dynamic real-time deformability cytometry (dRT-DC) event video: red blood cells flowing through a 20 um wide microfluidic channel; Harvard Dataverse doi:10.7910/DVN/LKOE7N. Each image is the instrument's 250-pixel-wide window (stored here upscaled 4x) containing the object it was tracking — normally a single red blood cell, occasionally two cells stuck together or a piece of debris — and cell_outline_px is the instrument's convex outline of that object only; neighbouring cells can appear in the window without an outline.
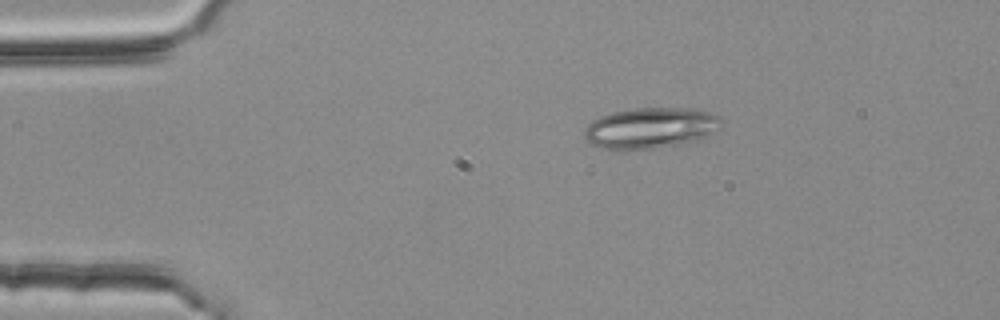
{"species": "common noctule bat (a hibernating species)", "species_latin": "Nyctalus noctula", "temperature_condition": "room temperature", "stored_images_in_passage": 45, "camera_frame_rate_fps": 3000, "um_per_image_px": 0.085, "animal": {"sex": "female", "body_mass_g": 25.1}, "frame": {"image": 1, "passage_image": 1, "time_ms": 0.0, "image_size_px": [1000, 320], "cell_outline_px": [[724, 120], [704, 136], [696, 140], [680, 144], [624, 152], [620, 152], [600, 148], [588, 144], [584, 136], [584, 128], [592, 120], [600, 116], [612, 112], [632, 108], [692, 108], [708, 112], [720, 116]], "centroid_in_image_um": [55.17, 10.9], "position_along_channel_um": 29.8, "area_um2": 32.95}}
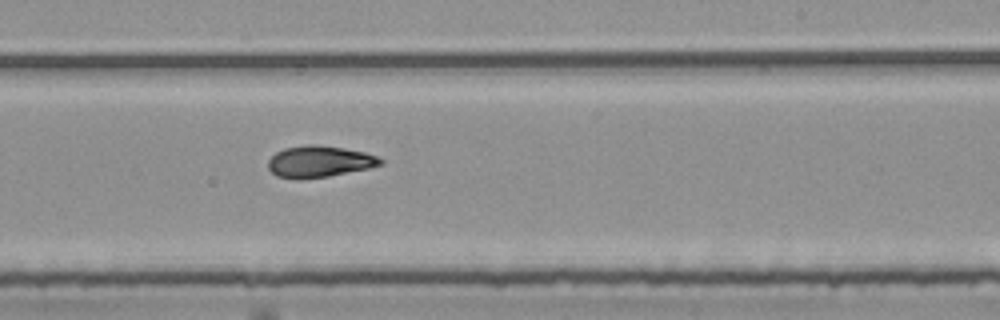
{"frame": {"image": 2, "passage_image": 24, "time_ms": 7.667, "image_size_px": [1000, 320], "cell_outline_px": [[384, 164], [368, 168], [328, 176], [296, 180], [276, 176], [268, 168], [268, 160], [276, 152], [284, 148], [308, 144], [316, 144], [344, 148], [364, 152], [376, 156], [384, 160]], "centroid_in_image_um": [27.12, 13.73], "position_along_channel_um": 261.9, "area_um2": 20.69}}
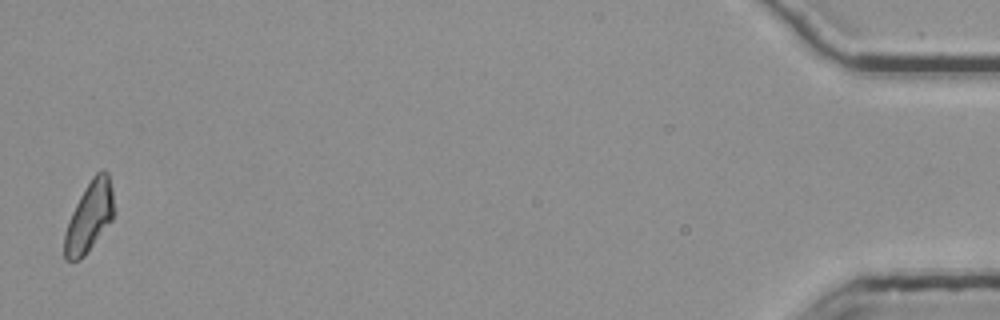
{"frame": {"image": 3, "passage_image": 45, "time_ms": 14.667, "image_size_px": [1000, 320], "cell_outline_px": [[116, 212], [112, 220], [84, 256], [80, 260], [64, 260], [64, 232], [68, 220], [84, 188], [92, 176], [100, 168], [104, 168], [108, 172]], "centroid_in_image_um": [7.6, 18.39], "position_along_channel_um": 427.6, "area_um2": 20.46}, "authors_computed_cell_mechanics": {"area_um2": 20.2878, "velocity_mm_per_s": 3.75, "shape_relaxation_time_tau1_ms": null, "shape_relaxation_time_tau2_ms": 2.2957, "deformation_change_tau1": null, "deformation_change_tau2": 0.0925}}